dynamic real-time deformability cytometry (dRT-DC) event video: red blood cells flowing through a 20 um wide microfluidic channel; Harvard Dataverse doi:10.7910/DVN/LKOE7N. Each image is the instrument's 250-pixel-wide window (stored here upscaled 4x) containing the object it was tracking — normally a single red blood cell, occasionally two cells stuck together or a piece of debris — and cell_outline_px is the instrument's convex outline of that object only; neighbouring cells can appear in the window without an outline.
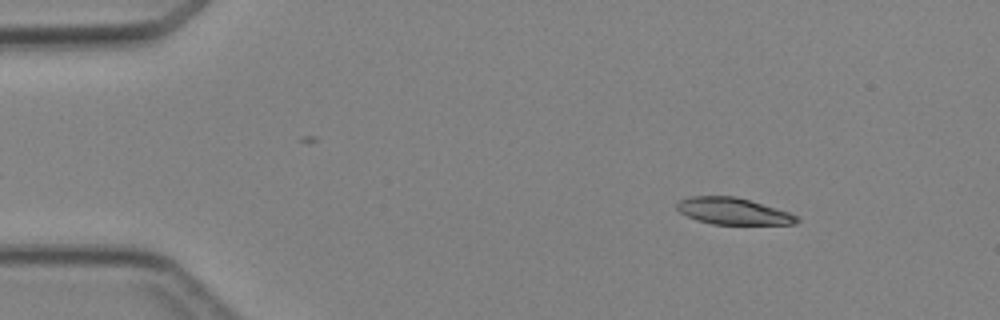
{"species": "Egyptian fruit bat (a non-hibernating species)", "species_latin": "Rousettus aegyptiacus", "temperature_condition": "cold", "stored_images_in_passage": 3, "camera_frame_rate_fps": 3000, "um_per_image_px": 0.085, "animal": {"sex": "female"}, "frame": {"image": 1, "passage_image": 1, "time_ms": 0.0, "image_size_px": [1000, 320], "cell_outline_px": [[800, 220], [796, 224], [712, 224], [696, 220], [680, 212], [676, 208], [676, 204], [680, 200], [692, 196], [736, 196], [776, 208], [800, 216]], "centroid_in_image_um": [62.33, 17.95], "position_along_channel_um": 22.7, "area_um2": 18.61}}